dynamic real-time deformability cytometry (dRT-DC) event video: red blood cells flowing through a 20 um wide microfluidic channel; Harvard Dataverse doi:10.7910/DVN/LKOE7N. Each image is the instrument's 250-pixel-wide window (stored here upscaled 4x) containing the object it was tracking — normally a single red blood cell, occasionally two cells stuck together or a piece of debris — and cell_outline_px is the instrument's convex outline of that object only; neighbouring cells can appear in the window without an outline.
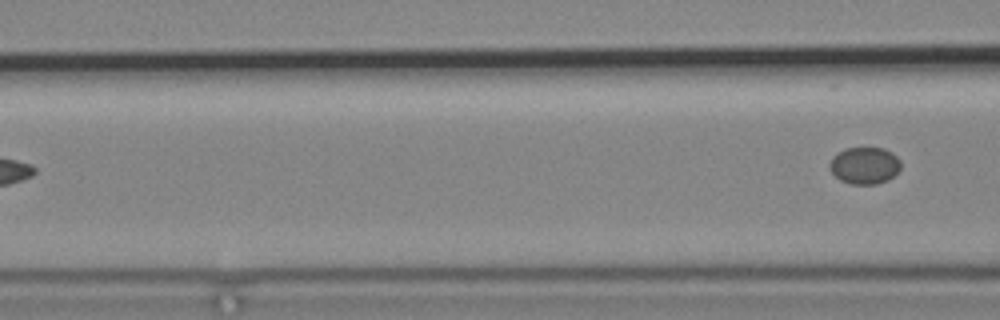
{"species": "common noctule bat (a hibernating species)", "species_latin": "Nyctalus noctula", "temperature_condition": "cold", "stored_images_in_passage": 5, "segment_of_instrument_passage": [2, 2], "camera_frame_rate_fps": 3000, "um_per_image_px": 0.085, "animal": {"sex": "male", "body_mass_g": 19.2, "forearm_length_mm": 51.8}, "frame": {"image": 1, "passage_image": 5, "time_ms": 5.0, "image_size_px": [1000, 320], "cell_outline_px": [[900, 168], [888, 180], [876, 184], [848, 184], [840, 180], [828, 168], [828, 164], [832, 156], [836, 152], [844, 148], [884, 148], [892, 152], [900, 160]], "centroid_in_image_um": [73.45, 14.06], "position_along_channel_um": 93.2, "area_um2": 15.49}}